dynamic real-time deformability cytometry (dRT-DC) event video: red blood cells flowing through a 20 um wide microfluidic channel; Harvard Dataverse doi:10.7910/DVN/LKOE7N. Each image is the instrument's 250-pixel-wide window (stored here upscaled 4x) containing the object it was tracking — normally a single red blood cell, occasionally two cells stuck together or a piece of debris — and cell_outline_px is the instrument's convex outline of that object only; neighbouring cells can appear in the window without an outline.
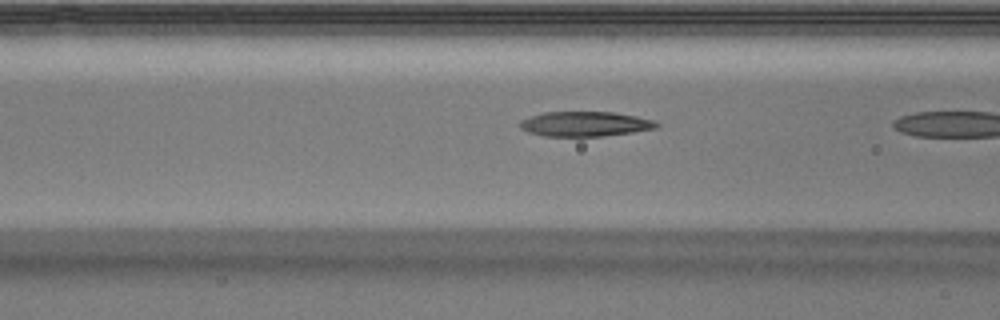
{"species": "Egyptian fruit bat (a non-hibernating species)", "species_latin": "Rousettus aegyptiacus", "temperature_condition": "warm", "stored_images_in_passage": 4, "camera_frame_rate_fps": 3000, "um_per_image_px": 0.085, "animal": {"sex": "male"}, "frame": {"image": 1, "passage_image": 3, "time_ms": 0.667, "image_size_px": [1000, 320], "cell_outline_px": [[660, 124], [656, 128], [632, 132], [600, 136], [544, 136], [528, 132], [520, 128], [520, 120], [544, 112], [612, 112], [636, 116], [652, 120]], "centroid_in_image_um": [49.71, 10.53], "position_along_channel_um": 116.9, "area_um2": 19.59}}